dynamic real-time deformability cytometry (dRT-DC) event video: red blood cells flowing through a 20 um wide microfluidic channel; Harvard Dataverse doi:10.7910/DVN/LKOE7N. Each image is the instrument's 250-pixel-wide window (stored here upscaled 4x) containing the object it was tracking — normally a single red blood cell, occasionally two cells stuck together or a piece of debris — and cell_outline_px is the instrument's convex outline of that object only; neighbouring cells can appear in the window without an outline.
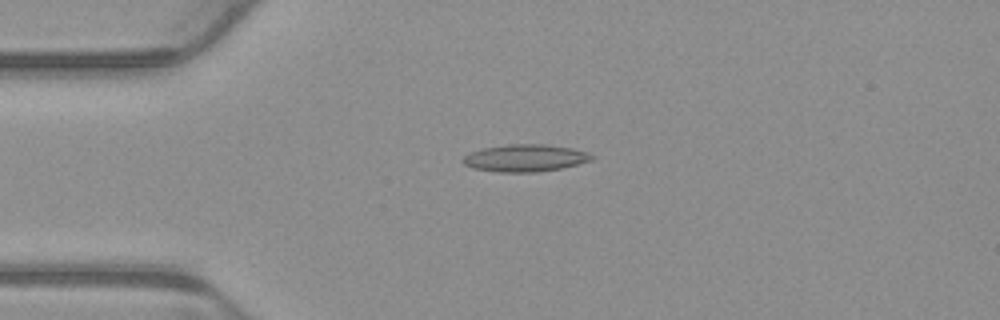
{"species": "common noctule bat (a hibernating species)", "species_latin": "Nyctalus noctula", "temperature_condition": "warm", "stored_images_in_passage": 3, "camera_frame_rate_fps": 3000, "um_per_image_px": 0.085, "animal": {"sex": "male", "body_mass_g": 23.1, "forearm_length_mm": 52.7}, "frame": {"image": 1, "passage_image": 2, "time_ms": 0.333, "image_size_px": [1000, 320], "cell_outline_px": [[596, 156], [592, 160], [564, 168], [536, 172], [500, 172], [472, 168], [464, 164], [460, 160], [468, 152], [484, 148], [512, 144], [544, 144], [572, 148], [588, 152]], "centroid_in_image_um": [44.65, 13.43], "position_along_channel_um": 40.4, "area_um2": 20.58}}